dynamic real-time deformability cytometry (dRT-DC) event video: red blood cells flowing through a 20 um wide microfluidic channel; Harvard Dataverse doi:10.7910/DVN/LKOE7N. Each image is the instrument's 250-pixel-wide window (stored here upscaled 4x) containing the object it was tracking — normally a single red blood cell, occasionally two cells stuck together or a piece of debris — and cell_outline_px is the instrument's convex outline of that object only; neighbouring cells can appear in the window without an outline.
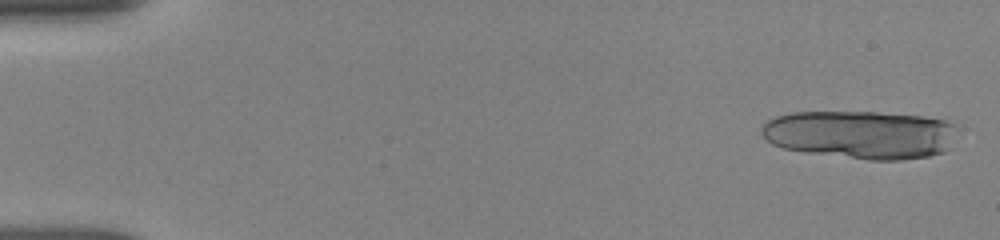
{"species": "human", "species_latin": "Homo sapiens", "temperature_condition": "room temperature", "stored_images_in_passage": 6, "camera_frame_rate_fps": 3000, "um_per_image_px": 0.085, "donor": {"sex": "female"}, "frame": {"image": 1, "passage_image": 1, "time_ms": 0.0, "image_size_px": [1000, 240], "cell_outline_px": [[956, 124], [948, 148], [944, 152], [928, 156], [900, 160], [868, 160], [808, 152], [784, 148], [772, 144], [760, 132], [760, 128], [768, 120], [776, 116], [792, 112], [876, 112], [924, 116], [948, 120]], "centroid_in_image_um": [73.15, 11.43], "position_along_channel_um": 11.9, "area_um2": 55.03}}